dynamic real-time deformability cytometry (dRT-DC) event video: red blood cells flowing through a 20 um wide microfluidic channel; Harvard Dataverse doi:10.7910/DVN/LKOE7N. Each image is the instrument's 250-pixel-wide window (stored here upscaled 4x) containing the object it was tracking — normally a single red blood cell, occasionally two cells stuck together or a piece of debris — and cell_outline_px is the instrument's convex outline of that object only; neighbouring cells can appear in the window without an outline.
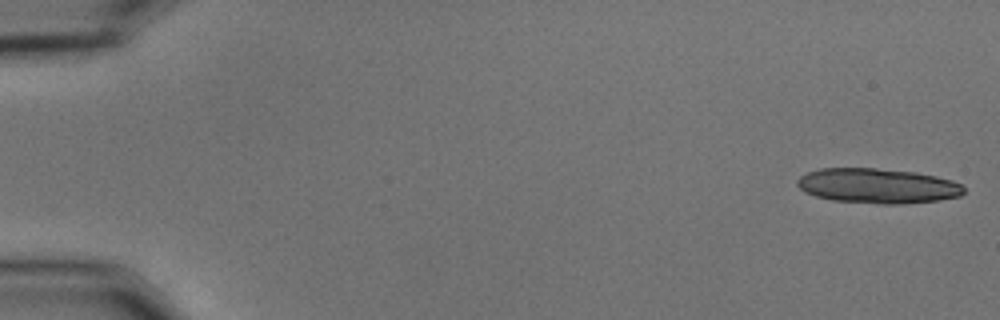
{"species": "common noctule bat (a hibernating species)", "species_latin": "Nyctalus noctula", "temperature_condition": "cold", "stored_images_in_passage": 8, "camera_frame_rate_fps": 3000, "um_per_image_px": 0.085, "animal": {"sex": "male", "body_mass_g": 15.6}, "frame": {"image": 1, "passage_image": 1, "time_ms": 0.0, "image_size_px": [1000, 320], "cell_outline_px": [[964, 192], [960, 196], [936, 200], [900, 204], [880, 204], [832, 200], [816, 196], [804, 192], [796, 184], [796, 180], [800, 176], [808, 172], [820, 168], [876, 168], [916, 172], [936, 176], [952, 180], [960, 184], [964, 188]], "centroid_in_image_um": [74.57, 15.79], "position_along_channel_um": 10.4, "area_um2": 33.93}}